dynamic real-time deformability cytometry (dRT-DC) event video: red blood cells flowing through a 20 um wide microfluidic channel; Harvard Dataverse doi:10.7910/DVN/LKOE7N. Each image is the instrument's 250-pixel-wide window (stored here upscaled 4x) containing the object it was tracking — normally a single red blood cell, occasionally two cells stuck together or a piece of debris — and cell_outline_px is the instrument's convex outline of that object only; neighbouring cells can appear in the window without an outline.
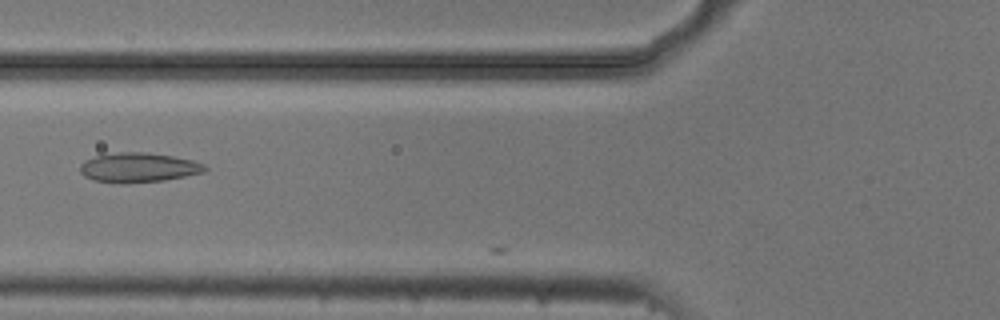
{"species": "common noctule bat (a hibernating species)", "species_latin": "Nyctalus noctula", "temperature_condition": "cold", "stored_images_in_passage": 6, "camera_frame_rate_fps": 3000, "um_per_image_px": 0.085, "animal": {"sex": "male", "body_mass_g": 20.5, "forearm_length_mm": 52.5}, "frame": {"image": 1, "passage_image": 5, "time_ms": 1.333, "image_size_px": [1000, 320], "cell_outline_px": [[208, 168], [204, 172], [164, 180], [124, 184], [120, 184], [92, 180], [84, 176], [80, 172], [80, 164], [84, 160], [96, 156], [120, 152], [144, 152], [172, 156], [192, 160], [204, 164]], "centroid_in_image_um": [11.74, 14.25], "position_along_channel_um": 114.1, "area_um2": 21.56}}